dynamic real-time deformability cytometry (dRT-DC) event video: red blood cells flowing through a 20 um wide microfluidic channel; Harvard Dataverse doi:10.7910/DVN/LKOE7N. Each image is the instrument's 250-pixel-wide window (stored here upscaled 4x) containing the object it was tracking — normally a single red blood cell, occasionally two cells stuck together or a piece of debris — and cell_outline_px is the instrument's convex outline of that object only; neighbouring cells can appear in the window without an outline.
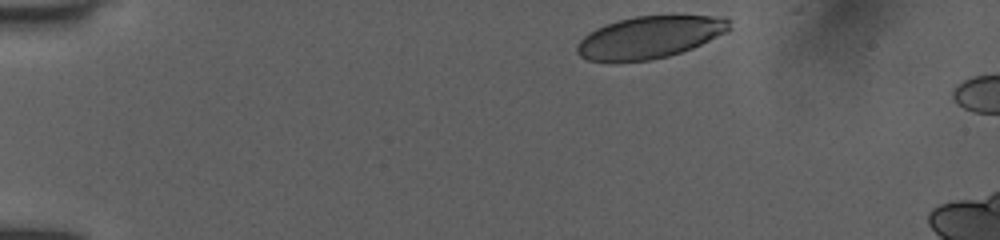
{"species": "human", "species_latin": "Homo sapiens", "temperature_condition": "room temperature", "stored_images_in_passage": 11, "camera_frame_rate_fps": 3000, "um_per_image_px": 0.085, "donor": {"sex": "female"}, "frame": {"image": 1, "passage_image": 1, "time_ms": 0.0, "image_size_px": [1000, 240], "cell_outline_px": [[732, 28], [728, 32], [692, 48], [668, 56], [648, 60], [588, 60], [580, 56], [576, 52], [576, 44], [588, 32], [604, 24], [636, 16], [724, 16], [728, 20]], "centroid_in_image_um": [55.24, 3.15], "position_along_channel_um": 29.8, "area_um2": 37.05}}